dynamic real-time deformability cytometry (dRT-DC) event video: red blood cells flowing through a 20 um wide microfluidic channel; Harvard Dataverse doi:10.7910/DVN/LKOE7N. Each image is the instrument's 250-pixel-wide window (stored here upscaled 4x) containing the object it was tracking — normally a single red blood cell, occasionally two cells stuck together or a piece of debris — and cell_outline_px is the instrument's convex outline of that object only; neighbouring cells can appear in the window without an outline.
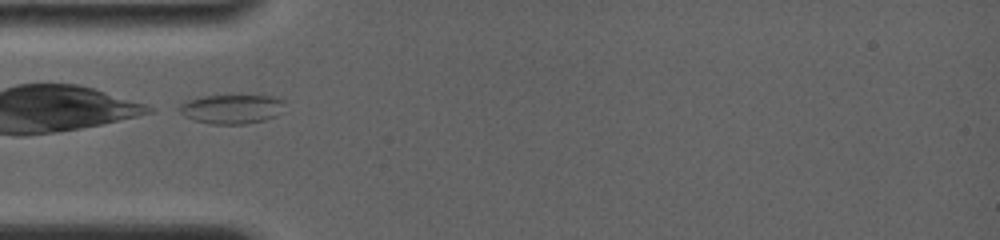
{"species": "common noctule bat (a hibernating species)", "species_latin": "Nyctalus noctula", "temperature_condition": "room temperature", "stored_images_in_passage": 22, "camera_frame_rate_fps": 4000, "um_per_image_px": 0.085, "animal": {"sex": "female", "body_mass_g": 19.0, "forearm_length_mm": 56.7}, "frame": {"image": 1, "passage_image": 1, "time_ms": 0.0, "image_size_px": [1000, 240], "cell_outline_px": [[284, 100], [276, 116], [264, 120], [244, 124], [208, 124], [192, 120], [184, 116], [176, 108], [180, 104], [188, 100], [200, 96], [240, 92], [272, 96]], "centroid_in_image_um": [19.63, 9.21], "position_along_channel_um": 65.4, "area_um2": 18.9}}
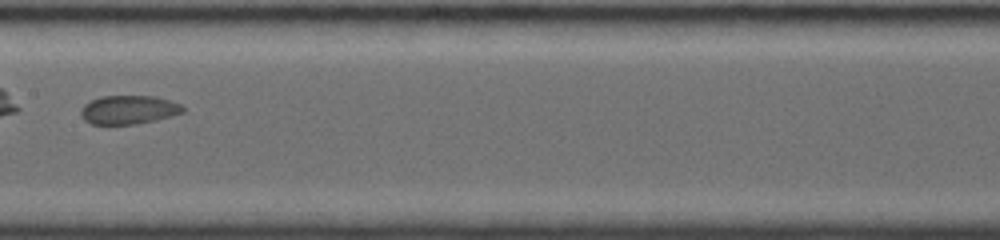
{"frame": {"image": 2, "passage_image": 9, "time_ms": 3.5, "image_size_px": [1000, 240], "cell_outline_px": [[184, 112], [172, 116], [156, 120], [136, 124], [92, 124], [84, 120], [80, 116], [80, 108], [84, 104], [100, 96], [156, 96], [180, 104], [184, 108]], "centroid_in_image_um": [10.91, 9.33], "position_along_channel_um": 196.5, "area_um2": 17.17}}
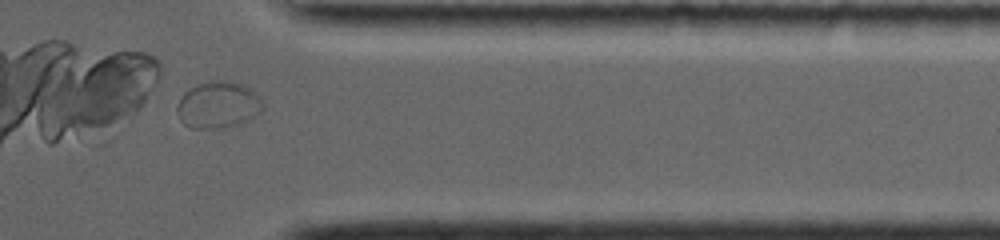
{"frame": {"image": 3, "passage_image": 21, "time_ms": 8.75, "image_size_px": [1000, 240], "cell_outline_px": [[264, 108], [260, 112], [248, 120], [240, 124], [224, 128], [192, 128], [184, 124], [180, 120], [176, 112], [176, 108], [180, 96], [184, 92], [196, 84], [212, 80], [228, 80], [252, 88], [264, 100]], "centroid_in_image_um": [18.56, 8.9], "position_along_channel_um": 392.8, "area_um2": 23.87}}